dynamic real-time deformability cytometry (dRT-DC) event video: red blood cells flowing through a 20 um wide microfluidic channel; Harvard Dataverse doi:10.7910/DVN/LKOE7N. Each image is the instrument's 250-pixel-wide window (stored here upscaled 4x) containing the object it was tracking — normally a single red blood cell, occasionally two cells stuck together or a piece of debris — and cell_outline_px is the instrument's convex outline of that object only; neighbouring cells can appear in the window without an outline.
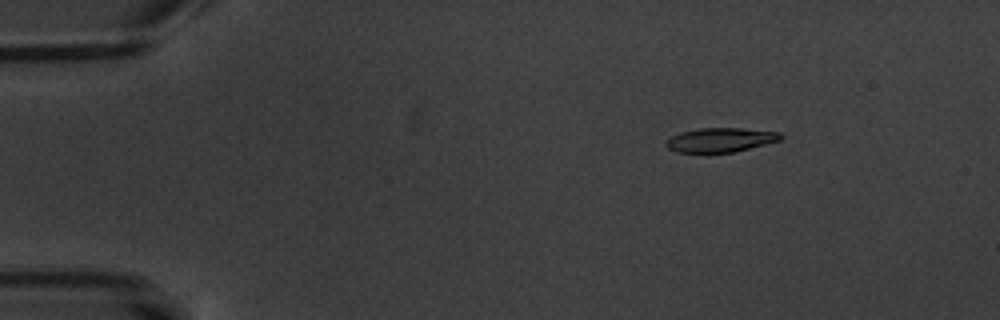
{"species": "common noctule bat (a hibernating species)", "species_latin": "Nyctalus noctula", "temperature_condition": "warm", "stored_images_in_passage": 8, "camera_frame_rate_fps": 3000, "um_per_image_px": 0.085, "animal": {"sex": "male", "body_mass_g": 20.1, "forearm_length_mm": 53.5}, "frame": {"image": 1, "passage_image": 3, "time_ms": 2.333, "image_size_px": [1000, 320], "cell_outline_px": [[784, 136], [780, 140], [732, 152], [676, 152], [668, 148], [664, 144], [664, 140], [680, 132], [700, 128], [740, 128], [780, 132]], "centroid_in_image_um": [61.2, 11.88], "position_along_channel_um": 23.8, "area_um2": 16.07}}
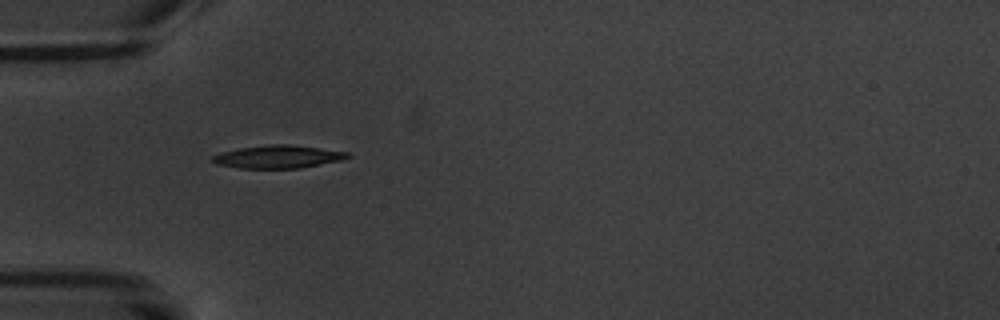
{"frame": {"image": 2, "passage_image": 6, "time_ms": 5.667, "image_size_px": [1000, 320], "cell_outline_px": [[352, 156], [344, 160], [300, 168], [240, 168], [216, 164], [212, 160], [212, 156], [220, 152], [240, 148], [268, 144], [288, 144], [348, 152]], "centroid_in_image_um": [23.65, 13.32], "position_along_channel_um": 61.4, "area_um2": 18.03}}
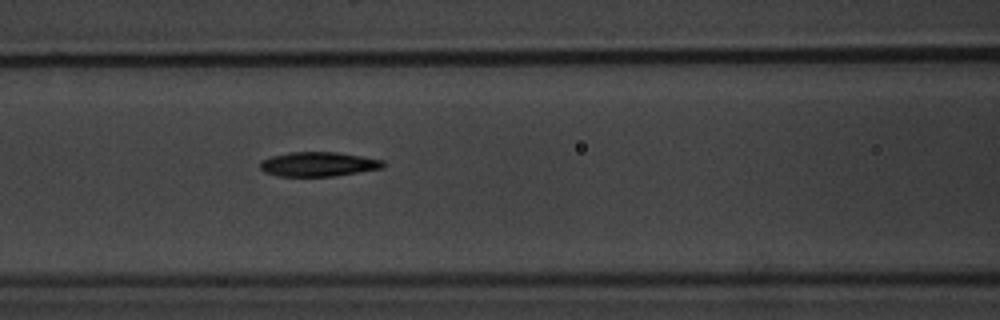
{"frame": {"image": 3, "passage_image": 8, "time_ms": 8.0, "image_size_px": [1000, 320], "cell_outline_px": [[384, 168], [336, 176], [276, 176], [264, 172], [260, 168], [260, 160], [272, 156], [288, 152], [336, 152], [384, 160]], "centroid_in_image_um": [27.04, 13.96], "position_along_channel_um": 139.6, "area_um2": 17.63}}